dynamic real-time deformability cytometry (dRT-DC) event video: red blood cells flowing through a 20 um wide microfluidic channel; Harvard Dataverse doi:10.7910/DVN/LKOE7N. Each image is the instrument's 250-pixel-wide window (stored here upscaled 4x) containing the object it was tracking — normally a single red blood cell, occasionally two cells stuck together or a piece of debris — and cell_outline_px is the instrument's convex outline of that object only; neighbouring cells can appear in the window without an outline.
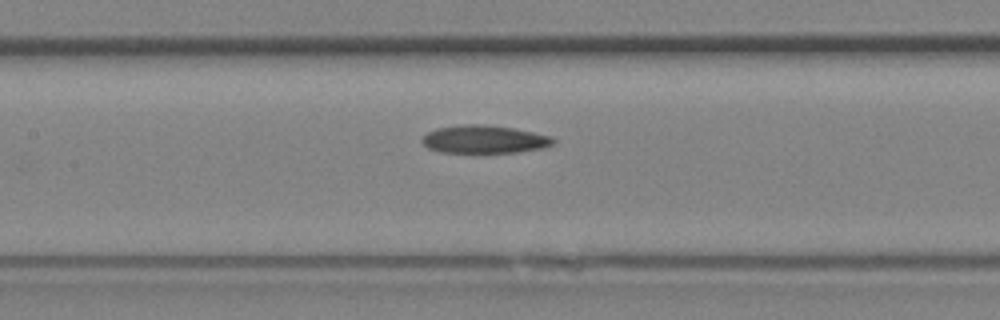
{"species": "Egyptian fruit bat (a non-hibernating species)", "species_latin": "Rousettus aegyptiacus", "temperature_condition": "room temperature", "stored_images_in_passage": 13, "camera_frame_rate_fps": 3000, "um_per_image_px": 0.085, "animal": {"sex": "female"}, "frame": {"image": 1, "passage_image": 8, "time_ms": 2.333, "image_size_px": [1000, 320], "cell_outline_px": [[556, 144], [544, 148], [516, 152], [440, 152], [428, 148], [424, 144], [424, 136], [428, 132], [436, 128], [460, 124], [480, 124], [516, 128], [552, 136], [556, 140]], "centroid_in_image_um": [41.24, 11.83], "position_along_channel_um": 166.2, "area_um2": 21.44}}
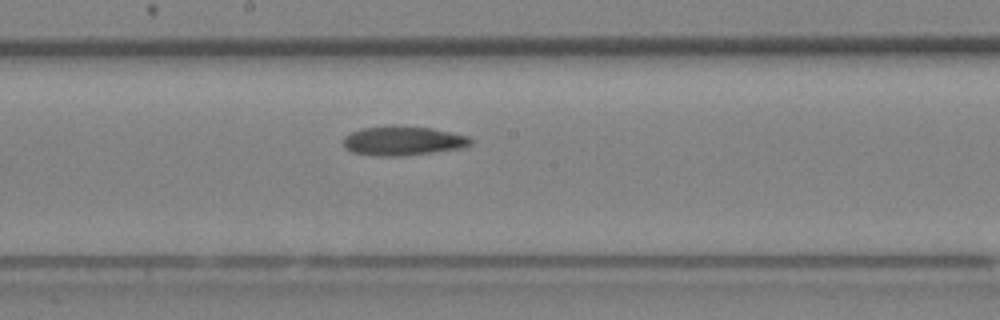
{"frame": {"image": 2, "passage_image": 10, "time_ms": 3.0, "image_size_px": [1000, 320], "cell_outline_px": [[472, 144], [464, 148], [432, 152], [396, 156], [376, 156], [352, 152], [344, 148], [344, 136], [360, 128], [396, 124], [432, 128], [468, 136], [472, 140]], "centroid_in_image_um": [34.24, 11.95], "position_along_channel_um": 214.0, "area_um2": 21.96}}